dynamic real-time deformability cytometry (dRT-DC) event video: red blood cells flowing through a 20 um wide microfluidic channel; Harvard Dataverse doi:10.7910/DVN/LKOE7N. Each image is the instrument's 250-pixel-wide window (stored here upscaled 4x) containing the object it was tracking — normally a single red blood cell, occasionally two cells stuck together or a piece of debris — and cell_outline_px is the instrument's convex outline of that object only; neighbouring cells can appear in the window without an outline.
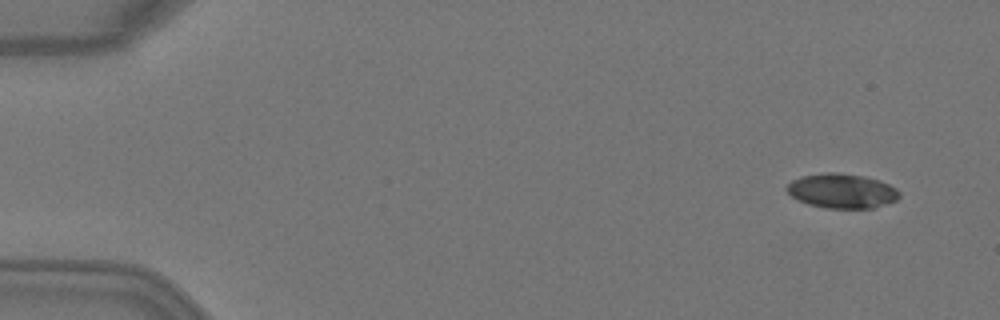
{"species": "Egyptian fruit bat (a non-hibernating species)", "species_latin": "Rousettus aegyptiacus", "temperature_condition": "warm", "stored_images_in_passage": 3, "camera_frame_rate_fps": 3000, "um_per_image_px": 0.085, "animal": {"sex": "female"}, "frame": {"image": 1, "passage_image": 1, "time_ms": 0.0, "image_size_px": [1000, 320], "cell_outline_px": [[900, 196], [896, 200], [872, 208], [824, 208], [808, 204], [796, 200], [784, 188], [792, 180], [800, 176], [828, 172], [836, 172], [864, 176], [880, 180], [896, 188], [900, 192]], "centroid_in_image_um": [71.53, 16.22], "position_along_channel_um": 13.5, "area_um2": 22.77}}